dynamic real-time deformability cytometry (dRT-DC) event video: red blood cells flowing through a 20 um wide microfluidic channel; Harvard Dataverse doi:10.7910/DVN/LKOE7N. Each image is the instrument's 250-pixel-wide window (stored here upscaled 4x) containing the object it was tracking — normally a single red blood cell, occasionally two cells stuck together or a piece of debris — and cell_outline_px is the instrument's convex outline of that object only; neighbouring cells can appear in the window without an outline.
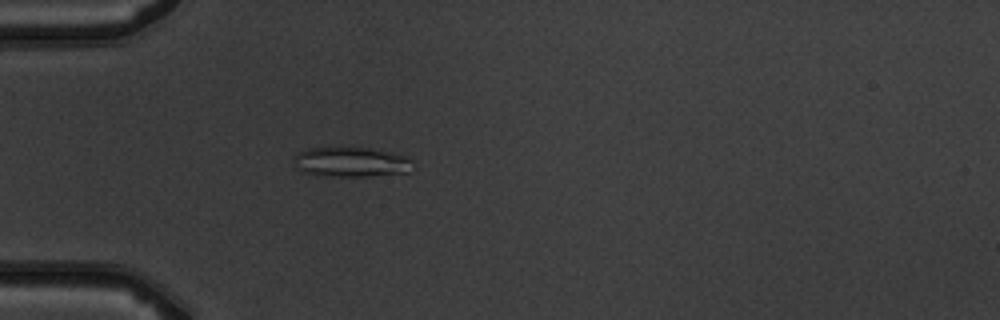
{"species": "common noctule bat (a hibernating species)", "species_latin": "Nyctalus noctula", "temperature_condition": "warm", "stored_images_in_passage": 1, "camera_frame_rate_fps": 3000, "um_per_image_px": 0.085, "animal": {"sex": "male", "body_mass_g": 19.5, "forearm_length_mm": 54.6}, "frame": {"image": 1, "passage_image": 1, "time_ms": 0.0, "image_size_px": [1000, 320], "cell_outline_px": [[412, 160], [408, 172], [368, 176], [324, 176], [304, 172], [292, 160], [296, 152], [308, 148], [364, 148], [388, 152], [404, 156]], "centroid_in_image_um": [29.78, 13.77], "position_along_channel_um": 55.2, "area_um2": 20.23}}